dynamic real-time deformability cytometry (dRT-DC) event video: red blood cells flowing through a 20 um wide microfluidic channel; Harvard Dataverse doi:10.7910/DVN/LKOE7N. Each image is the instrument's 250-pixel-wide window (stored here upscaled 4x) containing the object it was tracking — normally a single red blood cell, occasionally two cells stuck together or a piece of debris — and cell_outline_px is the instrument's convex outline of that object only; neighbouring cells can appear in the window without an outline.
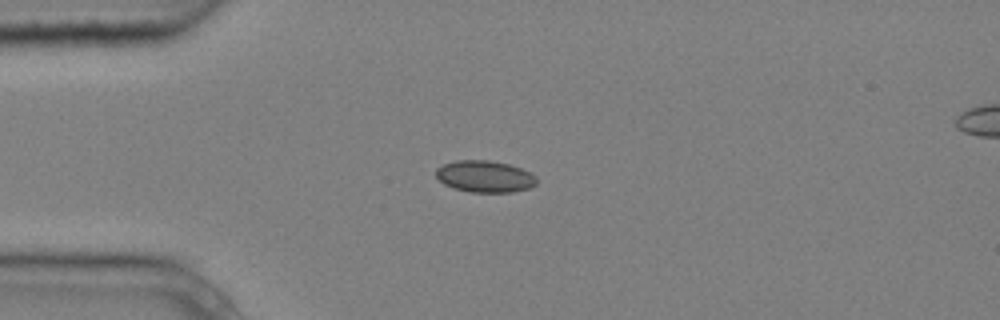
{"species": "common noctule bat (a hibernating species)", "species_latin": "Nyctalus noctula", "temperature_condition": "cold", "stored_images_in_passage": 2, "segment_of_instrument_passage": [1, 2], "camera_frame_rate_fps": 3000, "um_per_image_px": 0.085, "animal": {"sex": "male", "body_mass_g": 20.4}, "frame": {"image": 1, "passage_image": 1, "time_ms": 0.0, "image_size_px": [1000, 320], "cell_outline_px": [[536, 184], [528, 188], [512, 192], [468, 192], [452, 188], [444, 184], [436, 176], [436, 168], [444, 164], [456, 160], [488, 160], [508, 164], [520, 168], [536, 176]], "centroid_in_image_um": [41.18, 15.0], "position_along_channel_um": 43.8, "area_um2": 18.55}}